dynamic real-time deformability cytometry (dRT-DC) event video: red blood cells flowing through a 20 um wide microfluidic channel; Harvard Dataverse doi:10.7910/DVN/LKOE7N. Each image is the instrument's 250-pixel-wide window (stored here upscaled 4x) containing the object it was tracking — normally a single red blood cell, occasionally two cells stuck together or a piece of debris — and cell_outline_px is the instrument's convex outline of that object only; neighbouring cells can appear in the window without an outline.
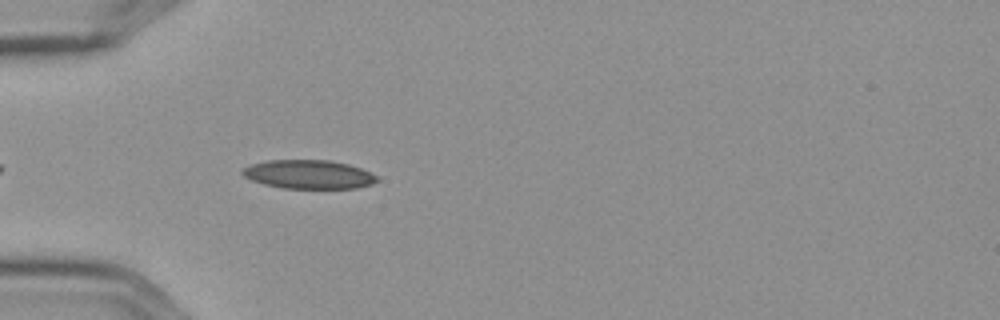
{"species": "Egyptian fruit bat (a non-hibernating species)", "species_latin": "Rousettus aegyptiacus", "temperature_condition": "cold", "stored_images_in_passage": 5, "camera_frame_rate_fps": 3000, "um_per_image_px": 0.085, "frame": {"image": 1, "passage_image": 5, "time_ms": 1.333, "image_size_px": [1000, 320], "cell_outline_px": [[380, 180], [372, 184], [356, 188], [284, 188], [264, 184], [252, 180], [244, 176], [240, 172], [244, 168], [252, 164], [268, 160], [328, 160], [348, 164], [360, 168], [376, 176]], "centroid_in_image_um": [26.24, 14.82], "position_along_channel_um": 58.8, "area_um2": 22.37}}